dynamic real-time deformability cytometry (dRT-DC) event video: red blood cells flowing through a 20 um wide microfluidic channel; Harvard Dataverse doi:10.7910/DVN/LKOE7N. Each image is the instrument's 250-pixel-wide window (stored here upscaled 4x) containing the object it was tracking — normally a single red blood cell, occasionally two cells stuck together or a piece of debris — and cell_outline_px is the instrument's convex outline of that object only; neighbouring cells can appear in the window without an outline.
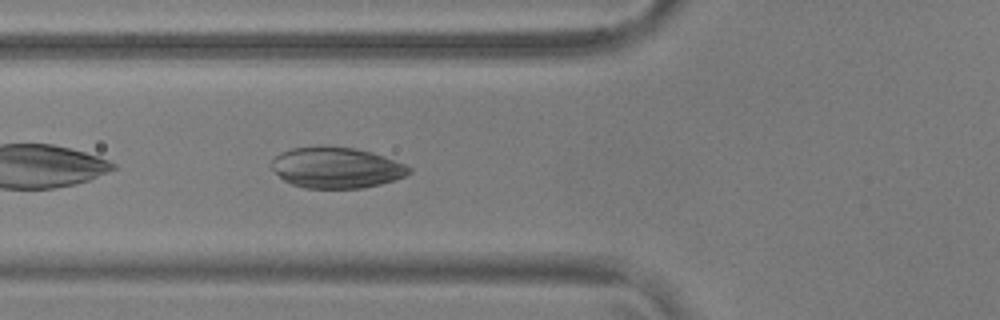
{"species": "common noctule bat (a hibernating species)", "species_latin": "Nyctalus noctula", "temperature_condition": "warm", "stored_images_in_passage": 38, "camera_frame_rate_fps": 3000, "um_per_image_px": 0.085, "animal": {"sex": "male", "body_mass_g": 17.9, "forearm_length_mm": 54.2}, "frame": {"image": 1, "passage_image": 4, "time_ms": 1.0, "image_size_px": [1000, 320], "cell_outline_px": [[412, 172], [404, 176], [380, 184], [360, 188], [304, 188], [292, 184], [284, 180], [268, 164], [280, 152], [292, 148], [356, 148], [372, 152], [404, 164], [412, 168]], "centroid_in_image_um": [28.58, 14.27], "position_along_channel_um": 97.2, "area_um2": 32.14}}
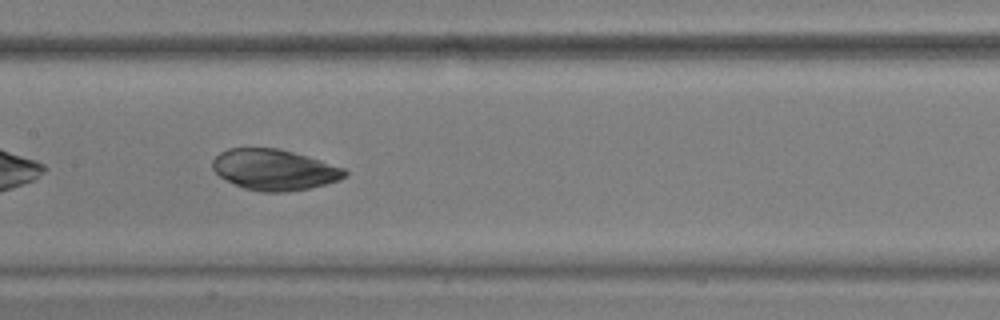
{"frame": {"image": 2, "passage_image": 11, "time_ms": 3.333, "image_size_px": [1000, 320], "cell_outline_px": [[348, 176], [340, 180], [308, 188], [284, 192], [260, 192], [244, 188], [220, 176], [212, 168], [212, 160], [220, 152], [228, 148], [280, 148], [320, 160], [344, 168], [348, 172]], "centroid_in_image_um": [23.33, 14.42], "position_along_channel_um": 184.1, "area_um2": 31.39}}
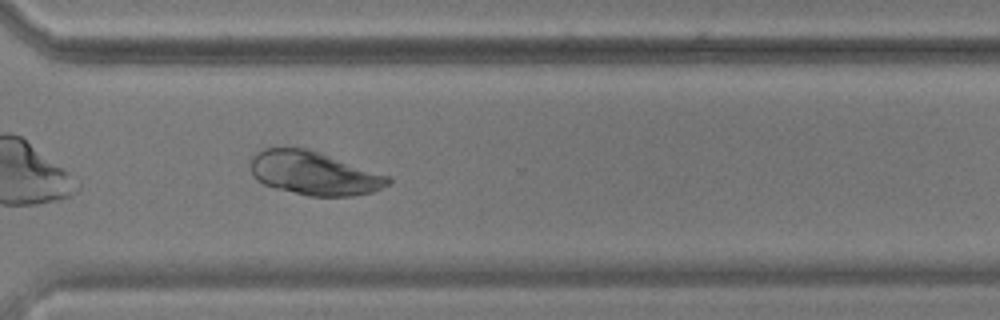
{"frame": {"image": 3, "passage_image": 24, "time_ms": 7.667, "image_size_px": [1000, 320], "cell_outline_px": [[392, 180], [388, 184], [372, 192], [352, 196], [308, 196], [276, 188], [264, 184], [256, 180], [252, 176], [248, 164], [252, 156], [256, 152], [264, 148], [308, 148], [388, 176]], "centroid_in_image_um": [26.61, 14.72], "position_along_channel_um": 344.0, "area_um2": 34.85}}